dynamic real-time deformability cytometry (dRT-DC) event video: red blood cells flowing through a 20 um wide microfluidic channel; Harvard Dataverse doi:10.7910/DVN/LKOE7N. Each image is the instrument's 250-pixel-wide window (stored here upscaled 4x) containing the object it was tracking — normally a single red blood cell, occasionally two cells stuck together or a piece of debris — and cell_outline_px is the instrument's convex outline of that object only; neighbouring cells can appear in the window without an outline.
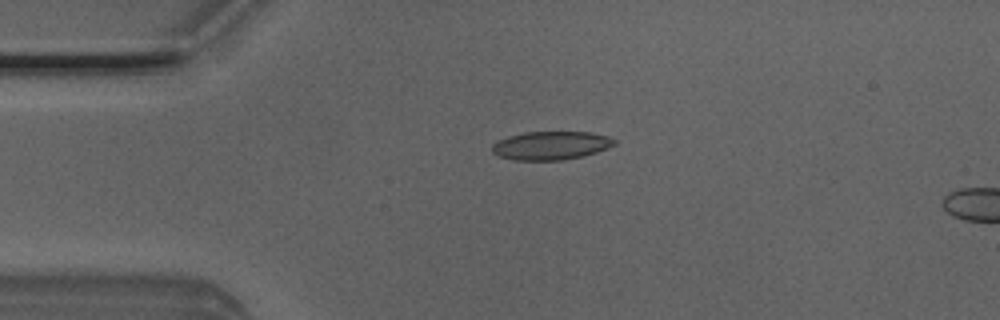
{"species": "Egyptian fruit bat (a non-hibernating species)", "species_latin": "Rousettus aegyptiacus", "temperature_condition": "room temperature", "stored_images_in_passage": 2, "camera_frame_rate_fps": 3000, "um_per_image_px": 0.085, "animal": {"sex": "male"}, "frame": {"image": 1, "passage_image": 1, "time_ms": 0.0, "image_size_px": [1000, 320], "cell_outline_px": [[616, 144], [596, 152], [584, 156], [560, 160], [516, 160], [500, 156], [492, 152], [492, 144], [496, 140], [508, 136], [524, 132], [592, 132], [608, 136], [616, 140]], "centroid_in_image_um": [46.82, 12.36], "position_along_channel_um": 38.2, "area_um2": 20.29}}